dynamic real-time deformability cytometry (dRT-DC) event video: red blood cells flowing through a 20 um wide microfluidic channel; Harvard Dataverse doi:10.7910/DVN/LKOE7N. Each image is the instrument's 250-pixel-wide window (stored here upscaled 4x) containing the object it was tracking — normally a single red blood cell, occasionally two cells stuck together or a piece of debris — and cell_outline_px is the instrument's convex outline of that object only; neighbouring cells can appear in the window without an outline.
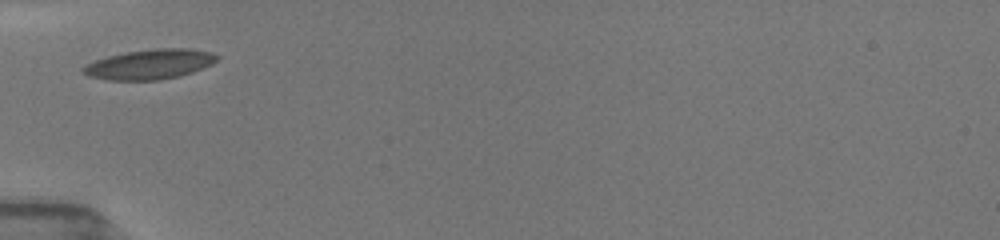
{"species": "common noctule bat (a hibernating species)", "species_latin": "Nyctalus noctula", "temperature_condition": "room temperature", "stored_images_in_passage": 2, "camera_frame_rate_fps": 3000, "um_per_image_px": 0.085, "animal": {"sex": "female", "body_mass_g": 19.5, "forearm_length_mm": 54.1}, "frame": {"image": 1, "passage_image": 1, "time_ms": 0.0, "image_size_px": [1000, 240], "cell_outline_px": [[220, 56], [212, 64], [192, 72], [180, 76], [160, 80], [108, 80], [88, 76], [80, 68], [84, 64], [108, 56], [124, 52], [156, 48], [188, 48], [212, 52]], "centroid_in_image_um": [12.72, 5.46], "position_along_channel_um": 72.3, "area_um2": 23.47}}
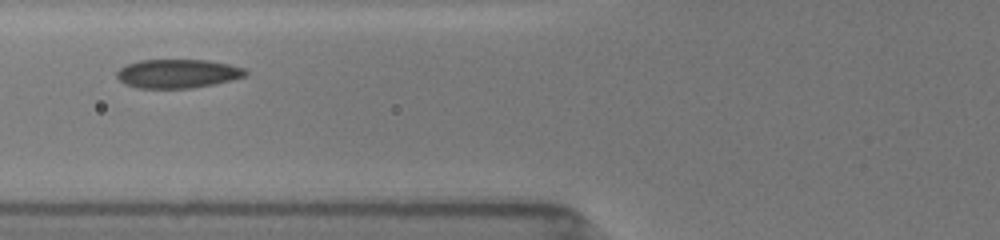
{"frame": {"image": 2, "passage_image": 2, "time_ms": 1.0, "image_size_px": [1000, 240], "cell_outline_px": [[248, 76], [232, 80], [192, 88], [136, 88], [124, 84], [116, 76], [116, 72], [124, 64], [140, 60], [208, 60], [228, 64], [244, 68], [248, 72]], "centroid_in_image_um": [15.09, 6.26], "position_along_channel_um": 110.7, "area_um2": 21.79}}